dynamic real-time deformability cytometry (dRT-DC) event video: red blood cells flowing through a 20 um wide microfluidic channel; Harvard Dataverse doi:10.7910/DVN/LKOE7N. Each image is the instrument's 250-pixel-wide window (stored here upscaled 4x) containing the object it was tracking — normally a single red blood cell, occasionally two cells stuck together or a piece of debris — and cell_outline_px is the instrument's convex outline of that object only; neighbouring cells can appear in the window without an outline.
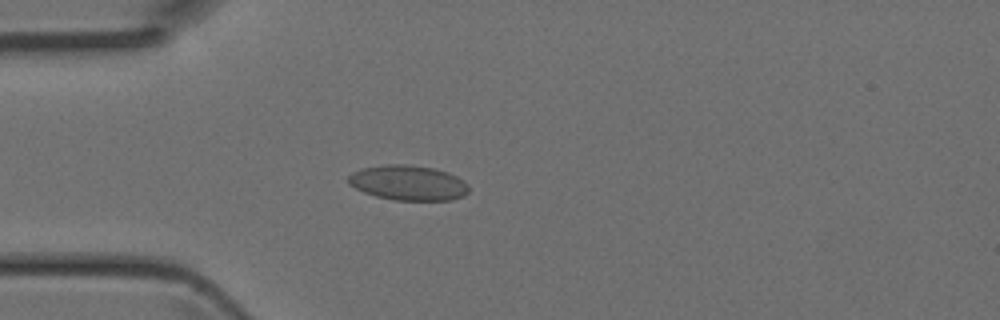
{"species": "Egyptian fruit bat (a non-hibernating species)", "species_latin": "Rousettus aegyptiacus", "temperature_condition": "room temperature", "stored_images_in_passage": 3, "camera_frame_rate_fps": 3000, "um_per_image_px": 0.085, "animal": {"sex": "female"}, "frame": {"image": 1, "passage_image": 3, "time_ms": 0.667, "image_size_px": [1000, 320], "cell_outline_px": [[468, 192], [464, 196], [452, 200], [392, 200], [376, 196], [364, 192], [348, 184], [348, 176], [352, 172], [360, 168], [384, 164], [404, 164], [432, 168], [448, 172], [464, 180], [468, 184]], "centroid_in_image_um": [34.69, 15.54], "position_along_channel_um": 50.3, "area_um2": 24.74}}